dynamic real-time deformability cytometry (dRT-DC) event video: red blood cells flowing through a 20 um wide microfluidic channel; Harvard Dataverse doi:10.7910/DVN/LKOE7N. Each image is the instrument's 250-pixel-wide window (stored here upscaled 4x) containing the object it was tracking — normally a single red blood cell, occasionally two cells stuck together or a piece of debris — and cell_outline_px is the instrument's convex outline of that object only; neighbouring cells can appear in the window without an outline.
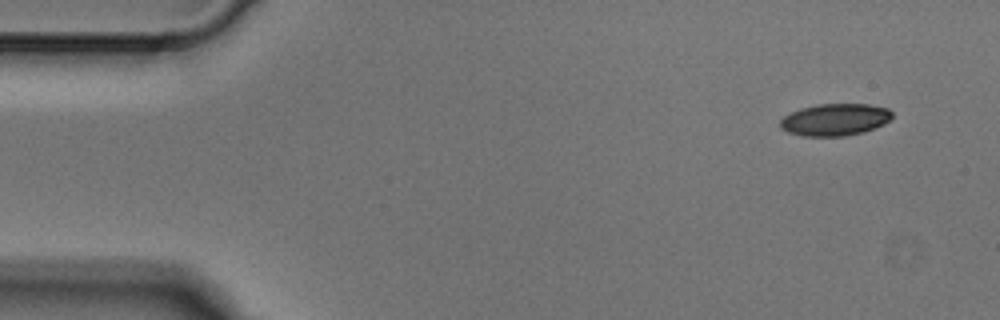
{"species": "Egyptian fruit bat (a non-hibernating species)", "species_latin": "Rousettus aegyptiacus", "temperature_condition": "cold", "stored_images_in_passage": 5, "segment_of_instrument_passage": [2, 2], "camera_frame_rate_fps": 3000, "um_per_image_px": 0.085, "animal": {"sex": "male"}, "frame": {"image": 1, "passage_image": 5, "time_ms": 1.333, "image_size_px": [1000, 320], "cell_outline_px": [[892, 120], [884, 124], [864, 132], [844, 136], [804, 136], [788, 132], [780, 128], [780, 120], [784, 116], [800, 108], [816, 104], [868, 104], [888, 108], [892, 112]], "centroid_in_image_um": [70.99, 10.17], "position_along_channel_um": 14.0, "area_um2": 21.04}}